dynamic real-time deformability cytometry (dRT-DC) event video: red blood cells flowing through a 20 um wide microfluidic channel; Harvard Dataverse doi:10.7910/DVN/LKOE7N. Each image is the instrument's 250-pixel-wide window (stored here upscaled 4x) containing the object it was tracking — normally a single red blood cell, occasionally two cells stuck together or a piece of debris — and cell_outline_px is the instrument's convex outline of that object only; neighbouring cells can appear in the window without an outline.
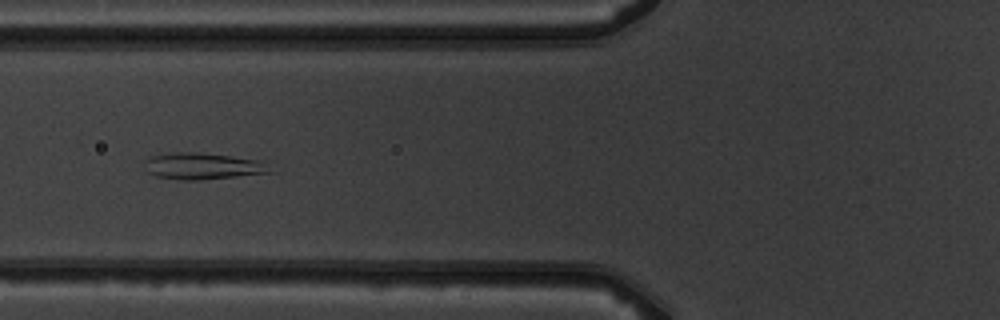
{"species": "common noctule bat (a hibernating species)", "species_latin": "Nyctalus noctula", "temperature_condition": "warm", "stored_images_in_passage": 6, "camera_frame_rate_fps": 3000, "um_per_image_px": 0.085, "animal": {"sex": "male", "body_mass_g": 19.5, "forearm_length_mm": 54.6}, "frame": {"image": 1, "passage_image": 6, "time_ms": 6.667, "image_size_px": [1000, 320], "cell_outline_px": [[276, 172], [196, 180], [180, 180], [156, 176], [148, 172], [144, 160], [152, 156], [176, 152], [200, 152], [264, 160]], "centroid_in_image_um": [17.31, 14.11], "position_along_channel_um": 108.5, "area_um2": 19.54}}